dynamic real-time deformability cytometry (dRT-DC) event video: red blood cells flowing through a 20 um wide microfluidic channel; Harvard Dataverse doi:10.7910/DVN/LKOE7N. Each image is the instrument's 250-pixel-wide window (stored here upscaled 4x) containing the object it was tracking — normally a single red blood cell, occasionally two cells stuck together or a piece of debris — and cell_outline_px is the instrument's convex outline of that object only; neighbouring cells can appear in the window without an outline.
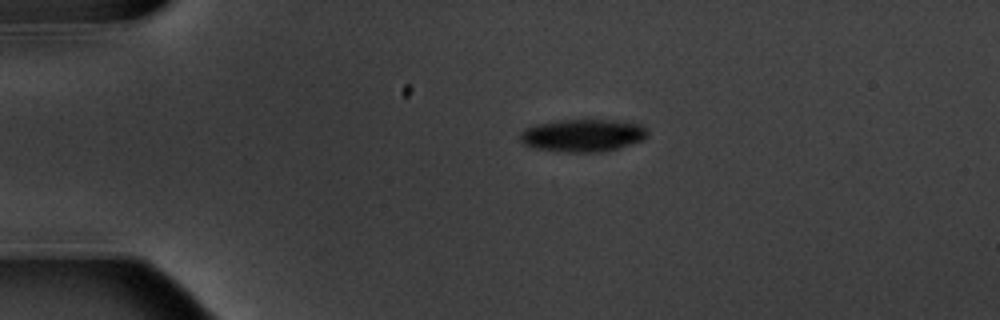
{"species": "common noctule bat (a hibernating species)", "species_latin": "Nyctalus noctula", "temperature_condition": "warm", "stored_images_in_passage": 7, "camera_frame_rate_fps": 3000, "um_per_image_px": 0.085, "animal": {"sex": "male", "body_mass_g": 20.1, "forearm_length_mm": 53.5}, "frame": {"image": 1, "passage_image": 1, "time_ms": 0.0, "image_size_px": [1000, 320], "cell_outline_px": [[648, 136], [644, 140], [616, 148], [600, 152], [568, 152], [532, 148], [524, 144], [520, 140], [520, 132], [524, 128], [536, 124], [556, 120], [616, 120], [640, 124], [648, 128]], "centroid_in_image_um": [49.53, 11.5], "position_along_channel_um": 35.5, "area_um2": 24.39}}
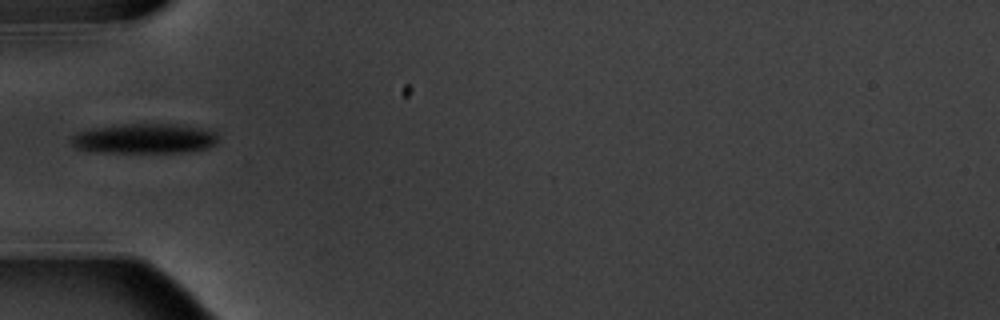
{"frame": {"image": 2, "passage_image": 3, "time_ms": 2.333, "image_size_px": [1000, 320], "cell_outline_px": [[216, 144], [208, 148], [184, 152], [96, 152], [76, 148], [72, 144], [72, 136], [76, 132], [88, 128], [120, 124], [184, 124], [204, 128], [216, 132]], "centroid_in_image_um": [12.27, 11.76], "position_along_channel_um": 72.7, "area_um2": 25.89}}
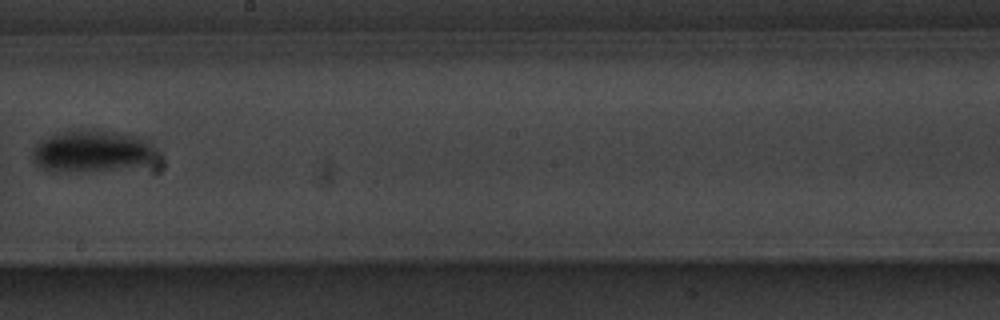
{"frame": {"image": 3, "passage_image": 7, "time_ms": 7.0, "image_size_px": [1000, 320], "cell_outline_px": [[156, 152], [144, 164], [92, 172], [48, 172], [40, 168], [36, 164], [32, 156], [32, 148], [40, 140], [52, 136], [68, 132], [92, 128], [136, 136], [152, 140], [156, 148]], "centroid_in_image_um": [7.78, 12.86], "position_along_channel_um": 240.4, "area_um2": 30.35}}